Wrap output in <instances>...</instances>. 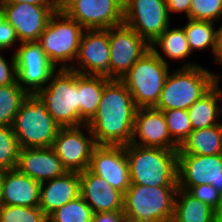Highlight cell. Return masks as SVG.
I'll return each instance as SVG.
<instances>
[{"mask_svg": "<svg viewBox=\"0 0 222 222\" xmlns=\"http://www.w3.org/2000/svg\"><path fill=\"white\" fill-rule=\"evenodd\" d=\"M136 109L124 83L120 79H110L104 86L95 116L87 123L96 144H130Z\"/></svg>", "mask_w": 222, "mask_h": 222, "instance_id": "cell-1", "label": "cell"}, {"mask_svg": "<svg viewBox=\"0 0 222 222\" xmlns=\"http://www.w3.org/2000/svg\"><path fill=\"white\" fill-rule=\"evenodd\" d=\"M131 184L150 187L178 186V150L125 146Z\"/></svg>", "mask_w": 222, "mask_h": 222, "instance_id": "cell-2", "label": "cell"}, {"mask_svg": "<svg viewBox=\"0 0 222 222\" xmlns=\"http://www.w3.org/2000/svg\"><path fill=\"white\" fill-rule=\"evenodd\" d=\"M218 77L200 65L184 64L181 69L168 74L154 107L159 110H188L218 82Z\"/></svg>", "mask_w": 222, "mask_h": 222, "instance_id": "cell-3", "label": "cell"}, {"mask_svg": "<svg viewBox=\"0 0 222 222\" xmlns=\"http://www.w3.org/2000/svg\"><path fill=\"white\" fill-rule=\"evenodd\" d=\"M178 186L131 184L124 193L126 222H172Z\"/></svg>", "mask_w": 222, "mask_h": 222, "instance_id": "cell-4", "label": "cell"}, {"mask_svg": "<svg viewBox=\"0 0 222 222\" xmlns=\"http://www.w3.org/2000/svg\"><path fill=\"white\" fill-rule=\"evenodd\" d=\"M49 81L35 94L46 105L52 118L60 127L86 125L79 116L78 72L59 68Z\"/></svg>", "mask_w": 222, "mask_h": 222, "instance_id": "cell-5", "label": "cell"}, {"mask_svg": "<svg viewBox=\"0 0 222 222\" xmlns=\"http://www.w3.org/2000/svg\"><path fill=\"white\" fill-rule=\"evenodd\" d=\"M168 74V63L156 47H151L120 80L137 108L154 107Z\"/></svg>", "mask_w": 222, "mask_h": 222, "instance_id": "cell-6", "label": "cell"}, {"mask_svg": "<svg viewBox=\"0 0 222 222\" xmlns=\"http://www.w3.org/2000/svg\"><path fill=\"white\" fill-rule=\"evenodd\" d=\"M20 148H46L61 128L36 94H27L12 124Z\"/></svg>", "mask_w": 222, "mask_h": 222, "instance_id": "cell-7", "label": "cell"}, {"mask_svg": "<svg viewBox=\"0 0 222 222\" xmlns=\"http://www.w3.org/2000/svg\"><path fill=\"white\" fill-rule=\"evenodd\" d=\"M83 29L60 9L50 17L38 42L55 67L64 62L60 69H69L66 63L77 59Z\"/></svg>", "mask_w": 222, "mask_h": 222, "instance_id": "cell-8", "label": "cell"}, {"mask_svg": "<svg viewBox=\"0 0 222 222\" xmlns=\"http://www.w3.org/2000/svg\"><path fill=\"white\" fill-rule=\"evenodd\" d=\"M60 10L84 29H109L124 23L121 0H60Z\"/></svg>", "mask_w": 222, "mask_h": 222, "instance_id": "cell-9", "label": "cell"}, {"mask_svg": "<svg viewBox=\"0 0 222 222\" xmlns=\"http://www.w3.org/2000/svg\"><path fill=\"white\" fill-rule=\"evenodd\" d=\"M110 43L109 79H121L151 49V46L125 23L108 29Z\"/></svg>", "mask_w": 222, "mask_h": 222, "instance_id": "cell-10", "label": "cell"}, {"mask_svg": "<svg viewBox=\"0 0 222 222\" xmlns=\"http://www.w3.org/2000/svg\"><path fill=\"white\" fill-rule=\"evenodd\" d=\"M165 0H126L124 23L134 29L150 46L169 27Z\"/></svg>", "mask_w": 222, "mask_h": 222, "instance_id": "cell-11", "label": "cell"}, {"mask_svg": "<svg viewBox=\"0 0 222 222\" xmlns=\"http://www.w3.org/2000/svg\"><path fill=\"white\" fill-rule=\"evenodd\" d=\"M60 5H33L28 3H0V15L15 29L18 40L38 41L50 17Z\"/></svg>", "mask_w": 222, "mask_h": 222, "instance_id": "cell-12", "label": "cell"}, {"mask_svg": "<svg viewBox=\"0 0 222 222\" xmlns=\"http://www.w3.org/2000/svg\"><path fill=\"white\" fill-rule=\"evenodd\" d=\"M21 44L14 53L17 82L28 94H35L44 88V84L49 82L51 75L58 69L49 61L38 41Z\"/></svg>", "mask_w": 222, "mask_h": 222, "instance_id": "cell-13", "label": "cell"}, {"mask_svg": "<svg viewBox=\"0 0 222 222\" xmlns=\"http://www.w3.org/2000/svg\"><path fill=\"white\" fill-rule=\"evenodd\" d=\"M82 127H61L52 144L67 172L81 173L88 169L93 150L97 146L88 125L84 127L88 130L89 138L81 131Z\"/></svg>", "mask_w": 222, "mask_h": 222, "instance_id": "cell-14", "label": "cell"}, {"mask_svg": "<svg viewBox=\"0 0 222 222\" xmlns=\"http://www.w3.org/2000/svg\"><path fill=\"white\" fill-rule=\"evenodd\" d=\"M210 184L222 192V153L217 155H178V188Z\"/></svg>", "mask_w": 222, "mask_h": 222, "instance_id": "cell-15", "label": "cell"}, {"mask_svg": "<svg viewBox=\"0 0 222 222\" xmlns=\"http://www.w3.org/2000/svg\"><path fill=\"white\" fill-rule=\"evenodd\" d=\"M110 55L108 29H85L81 36L79 53L76 59L81 66L69 65V69L81 75L109 78Z\"/></svg>", "mask_w": 222, "mask_h": 222, "instance_id": "cell-16", "label": "cell"}, {"mask_svg": "<svg viewBox=\"0 0 222 222\" xmlns=\"http://www.w3.org/2000/svg\"><path fill=\"white\" fill-rule=\"evenodd\" d=\"M88 170L123 194L131 185L125 146L97 145Z\"/></svg>", "mask_w": 222, "mask_h": 222, "instance_id": "cell-17", "label": "cell"}, {"mask_svg": "<svg viewBox=\"0 0 222 222\" xmlns=\"http://www.w3.org/2000/svg\"><path fill=\"white\" fill-rule=\"evenodd\" d=\"M137 135L140 142L136 139ZM131 144L170 150L179 149V145L171 138L163 111L155 107L136 109Z\"/></svg>", "mask_w": 222, "mask_h": 222, "instance_id": "cell-18", "label": "cell"}, {"mask_svg": "<svg viewBox=\"0 0 222 222\" xmlns=\"http://www.w3.org/2000/svg\"><path fill=\"white\" fill-rule=\"evenodd\" d=\"M80 195L93 214L123 212L124 194L88 169L79 173Z\"/></svg>", "mask_w": 222, "mask_h": 222, "instance_id": "cell-19", "label": "cell"}, {"mask_svg": "<svg viewBox=\"0 0 222 222\" xmlns=\"http://www.w3.org/2000/svg\"><path fill=\"white\" fill-rule=\"evenodd\" d=\"M16 169L40 183L67 172L52 147L20 148Z\"/></svg>", "mask_w": 222, "mask_h": 222, "instance_id": "cell-20", "label": "cell"}, {"mask_svg": "<svg viewBox=\"0 0 222 222\" xmlns=\"http://www.w3.org/2000/svg\"><path fill=\"white\" fill-rule=\"evenodd\" d=\"M40 184L17 169L2 171V205L39 207Z\"/></svg>", "mask_w": 222, "mask_h": 222, "instance_id": "cell-21", "label": "cell"}, {"mask_svg": "<svg viewBox=\"0 0 222 222\" xmlns=\"http://www.w3.org/2000/svg\"><path fill=\"white\" fill-rule=\"evenodd\" d=\"M47 185V186H46ZM80 196L79 173L66 172L40 184L39 208L49 216L57 208Z\"/></svg>", "mask_w": 222, "mask_h": 222, "instance_id": "cell-22", "label": "cell"}, {"mask_svg": "<svg viewBox=\"0 0 222 222\" xmlns=\"http://www.w3.org/2000/svg\"><path fill=\"white\" fill-rule=\"evenodd\" d=\"M222 153V123L192 130L179 146L178 155H217Z\"/></svg>", "mask_w": 222, "mask_h": 222, "instance_id": "cell-23", "label": "cell"}, {"mask_svg": "<svg viewBox=\"0 0 222 222\" xmlns=\"http://www.w3.org/2000/svg\"><path fill=\"white\" fill-rule=\"evenodd\" d=\"M105 76L78 73L79 116L87 124L96 114L105 84Z\"/></svg>", "mask_w": 222, "mask_h": 222, "instance_id": "cell-24", "label": "cell"}, {"mask_svg": "<svg viewBox=\"0 0 222 222\" xmlns=\"http://www.w3.org/2000/svg\"><path fill=\"white\" fill-rule=\"evenodd\" d=\"M217 82L204 96L194 102L188 111L192 130L218 125L222 108L217 104L222 98V90ZM219 98V99H218Z\"/></svg>", "mask_w": 222, "mask_h": 222, "instance_id": "cell-25", "label": "cell"}, {"mask_svg": "<svg viewBox=\"0 0 222 222\" xmlns=\"http://www.w3.org/2000/svg\"><path fill=\"white\" fill-rule=\"evenodd\" d=\"M172 222H214V210L188 191L178 188Z\"/></svg>", "mask_w": 222, "mask_h": 222, "instance_id": "cell-26", "label": "cell"}, {"mask_svg": "<svg viewBox=\"0 0 222 222\" xmlns=\"http://www.w3.org/2000/svg\"><path fill=\"white\" fill-rule=\"evenodd\" d=\"M188 20V24L183 29L191 53L194 49L202 50L210 46L212 47V53L216 56L218 30L214 29V23L210 21Z\"/></svg>", "mask_w": 222, "mask_h": 222, "instance_id": "cell-27", "label": "cell"}, {"mask_svg": "<svg viewBox=\"0 0 222 222\" xmlns=\"http://www.w3.org/2000/svg\"><path fill=\"white\" fill-rule=\"evenodd\" d=\"M27 94L17 81L11 85L0 86V126H12Z\"/></svg>", "mask_w": 222, "mask_h": 222, "instance_id": "cell-28", "label": "cell"}, {"mask_svg": "<svg viewBox=\"0 0 222 222\" xmlns=\"http://www.w3.org/2000/svg\"><path fill=\"white\" fill-rule=\"evenodd\" d=\"M157 45L163 50L164 55L172 59H183L191 54L183 27L172 30L168 27L151 47Z\"/></svg>", "mask_w": 222, "mask_h": 222, "instance_id": "cell-29", "label": "cell"}, {"mask_svg": "<svg viewBox=\"0 0 222 222\" xmlns=\"http://www.w3.org/2000/svg\"><path fill=\"white\" fill-rule=\"evenodd\" d=\"M93 212L80 195L57 208L48 216V222H92Z\"/></svg>", "mask_w": 222, "mask_h": 222, "instance_id": "cell-30", "label": "cell"}, {"mask_svg": "<svg viewBox=\"0 0 222 222\" xmlns=\"http://www.w3.org/2000/svg\"><path fill=\"white\" fill-rule=\"evenodd\" d=\"M19 151L12 126H0V172L16 169Z\"/></svg>", "mask_w": 222, "mask_h": 222, "instance_id": "cell-31", "label": "cell"}, {"mask_svg": "<svg viewBox=\"0 0 222 222\" xmlns=\"http://www.w3.org/2000/svg\"><path fill=\"white\" fill-rule=\"evenodd\" d=\"M171 138L180 146L192 131L188 111L185 109L162 110Z\"/></svg>", "mask_w": 222, "mask_h": 222, "instance_id": "cell-32", "label": "cell"}, {"mask_svg": "<svg viewBox=\"0 0 222 222\" xmlns=\"http://www.w3.org/2000/svg\"><path fill=\"white\" fill-rule=\"evenodd\" d=\"M0 222H48V216L39 207L1 205Z\"/></svg>", "mask_w": 222, "mask_h": 222, "instance_id": "cell-33", "label": "cell"}, {"mask_svg": "<svg viewBox=\"0 0 222 222\" xmlns=\"http://www.w3.org/2000/svg\"><path fill=\"white\" fill-rule=\"evenodd\" d=\"M222 15V0H192L189 19L213 22Z\"/></svg>", "mask_w": 222, "mask_h": 222, "instance_id": "cell-34", "label": "cell"}, {"mask_svg": "<svg viewBox=\"0 0 222 222\" xmlns=\"http://www.w3.org/2000/svg\"><path fill=\"white\" fill-rule=\"evenodd\" d=\"M188 192L198 200L206 203L213 210L217 207L220 193L210 184L191 187Z\"/></svg>", "mask_w": 222, "mask_h": 222, "instance_id": "cell-35", "label": "cell"}, {"mask_svg": "<svg viewBox=\"0 0 222 222\" xmlns=\"http://www.w3.org/2000/svg\"><path fill=\"white\" fill-rule=\"evenodd\" d=\"M12 57L10 67L6 59L0 55V86L11 85L17 81L15 55Z\"/></svg>", "mask_w": 222, "mask_h": 222, "instance_id": "cell-36", "label": "cell"}, {"mask_svg": "<svg viewBox=\"0 0 222 222\" xmlns=\"http://www.w3.org/2000/svg\"><path fill=\"white\" fill-rule=\"evenodd\" d=\"M15 29L0 15V50L9 48L17 41Z\"/></svg>", "mask_w": 222, "mask_h": 222, "instance_id": "cell-37", "label": "cell"}, {"mask_svg": "<svg viewBox=\"0 0 222 222\" xmlns=\"http://www.w3.org/2000/svg\"><path fill=\"white\" fill-rule=\"evenodd\" d=\"M168 14L170 16L171 12H185V14L188 16L189 19V11L192 0H165Z\"/></svg>", "mask_w": 222, "mask_h": 222, "instance_id": "cell-38", "label": "cell"}, {"mask_svg": "<svg viewBox=\"0 0 222 222\" xmlns=\"http://www.w3.org/2000/svg\"><path fill=\"white\" fill-rule=\"evenodd\" d=\"M92 222H126L123 212H100L93 214Z\"/></svg>", "mask_w": 222, "mask_h": 222, "instance_id": "cell-39", "label": "cell"}, {"mask_svg": "<svg viewBox=\"0 0 222 222\" xmlns=\"http://www.w3.org/2000/svg\"><path fill=\"white\" fill-rule=\"evenodd\" d=\"M0 3H28L33 5H60V0H0Z\"/></svg>", "mask_w": 222, "mask_h": 222, "instance_id": "cell-40", "label": "cell"}, {"mask_svg": "<svg viewBox=\"0 0 222 222\" xmlns=\"http://www.w3.org/2000/svg\"><path fill=\"white\" fill-rule=\"evenodd\" d=\"M216 60L222 65V25L218 28V40H217V51Z\"/></svg>", "mask_w": 222, "mask_h": 222, "instance_id": "cell-41", "label": "cell"}, {"mask_svg": "<svg viewBox=\"0 0 222 222\" xmlns=\"http://www.w3.org/2000/svg\"><path fill=\"white\" fill-rule=\"evenodd\" d=\"M214 222H222V192L217 207L214 209Z\"/></svg>", "mask_w": 222, "mask_h": 222, "instance_id": "cell-42", "label": "cell"}, {"mask_svg": "<svg viewBox=\"0 0 222 222\" xmlns=\"http://www.w3.org/2000/svg\"><path fill=\"white\" fill-rule=\"evenodd\" d=\"M2 205V202H1V172H0V207Z\"/></svg>", "mask_w": 222, "mask_h": 222, "instance_id": "cell-43", "label": "cell"}]
</instances>
